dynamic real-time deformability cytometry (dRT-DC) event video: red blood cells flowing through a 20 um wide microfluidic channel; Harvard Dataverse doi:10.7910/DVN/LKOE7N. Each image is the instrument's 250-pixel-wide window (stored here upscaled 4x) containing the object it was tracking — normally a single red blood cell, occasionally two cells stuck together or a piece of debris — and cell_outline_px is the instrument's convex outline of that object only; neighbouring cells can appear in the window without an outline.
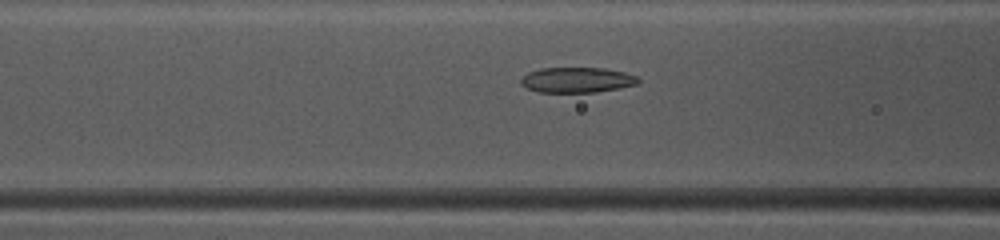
{"species": "common noctule bat (a hibernating species)", "species_latin": "Nyctalus noctula", "temperature_condition": "warm", "stored_images_in_passage": 49, "camera_frame_rate_fps": 3000, "um_per_image_px": 0.085, "animal": {"sex": "female", "body_mass_g": 10.0, "forearm_length_mm": 53.1}, "frame": {"image": 1, "passage_image": 20, "time_ms": 6.333, "image_size_px": [1000, 240], "cell_outline_px": [[640, 80], [636, 84], [620, 88], [596, 92], [536, 92], [520, 84], [520, 80], [528, 72], [540, 68], [604, 68], [624, 72], [636, 76]], "centroid_in_image_um": [49.02, 6.79], "position_along_channel_um": 117.6, "area_um2": 17.28}}
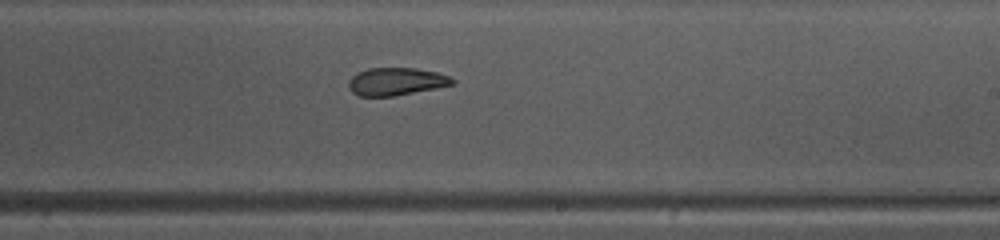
{"frame": {"image": 2, "passage_image": 30, "time_ms": 9.667, "image_size_px": [1000, 240], "cell_outline_px": [[456, 84], [436, 88], [392, 96], [360, 96], [352, 92], [348, 88], [348, 80], [356, 72], [368, 68], [416, 68], [436, 72], [448, 76], [456, 80]], "centroid_in_image_um": [33.65, 6.92], "position_along_channel_um": 255.3, "area_um2": 16.82}}
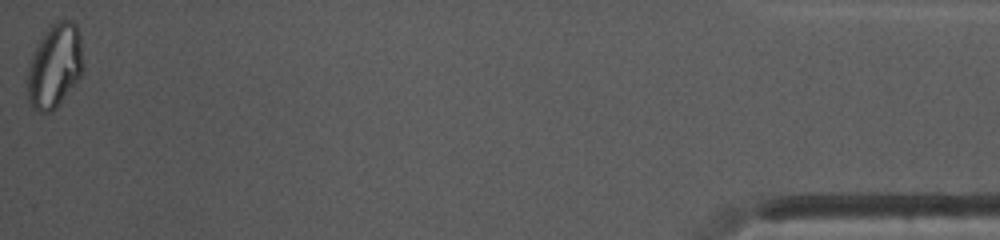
{"frame": {"image": 3, "passage_image": 49, "time_ms": 16.0, "image_size_px": [1000, 240], "cell_outline_px": [[84, 72], [56, 108], [52, 112], [40, 112], [32, 108], [28, 104], [28, 68], [32, 52], [44, 32], [52, 24], [60, 20], [72, 20], [76, 24], [80, 32], [84, 64]], "centroid_in_image_um": [4.67, 5.6], "position_along_channel_um": 430.5, "area_um2": 27.69}, "authors_computed_cell_mechanics": {"area_um2": 19.0162, "velocity_mm_per_s": 4.1287, "shape_relaxation_time_tau1_ms": 8.9087, "shape_relaxation_time_tau2_ms": 1.6519, "deformation_change_tau1": 0.2065, "deformation_change_tau2": 0.0682}}